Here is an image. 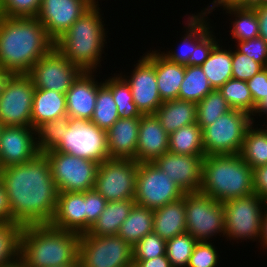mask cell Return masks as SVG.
I'll return each mask as SVG.
<instances>
[{
	"label": "cell",
	"instance_id": "30bf717a",
	"mask_svg": "<svg viewBox=\"0 0 267 267\" xmlns=\"http://www.w3.org/2000/svg\"><path fill=\"white\" fill-rule=\"evenodd\" d=\"M44 154L49 160L58 193L94 189L99 163L55 150H48Z\"/></svg>",
	"mask_w": 267,
	"mask_h": 267
},
{
	"label": "cell",
	"instance_id": "7a4b0ae2",
	"mask_svg": "<svg viewBox=\"0 0 267 267\" xmlns=\"http://www.w3.org/2000/svg\"><path fill=\"white\" fill-rule=\"evenodd\" d=\"M55 47L36 17L0 16V69L28 74L34 63Z\"/></svg>",
	"mask_w": 267,
	"mask_h": 267
},
{
	"label": "cell",
	"instance_id": "5b68a950",
	"mask_svg": "<svg viewBox=\"0 0 267 267\" xmlns=\"http://www.w3.org/2000/svg\"><path fill=\"white\" fill-rule=\"evenodd\" d=\"M219 202L254 194L253 169L240 154L206 155L199 190Z\"/></svg>",
	"mask_w": 267,
	"mask_h": 267
},
{
	"label": "cell",
	"instance_id": "f6af8a7d",
	"mask_svg": "<svg viewBox=\"0 0 267 267\" xmlns=\"http://www.w3.org/2000/svg\"><path fill=\"white\" fill-rule=\"evenodd\" d=\"M217 248L212 241H198L194 246L187 267H220L221 256H219Z\"/></svg>",
	"mask_w": 267,
	"mask_h": 267
},
{
	"label": "cell",
	"instance_id": "7c38bea8",
	"mask_svg": "<svg viewBox=\"0 0 267 267\" xmlns=\"http://www.w3.org/2000/svg\"><path fill=\"white\" fill-rule=\"evenodd\" d=\"M185 192L153 162L138 163L134 201L155 210L179 200Z\"/></svg>",
	"mask_w": 267,
	"mask_h": 267
},
{
	"label": "cell",
	"instance_id": "11a10c76",
	"mask_svg": "<svg viewBox=\"0 0 267 267\" xmlns=\"http://www.w3.org/2000/svg\"><path fill=\"white\" fill-rule=\"evenodd\" d=\"M259 21V37L267 42V3L253 7Z\"/></svg>",
	"mask_w": 267,
	"mask_h": 267
},
{
	"label": "cell",
	"instance_id": "681fc988",
	"mask_svg": "<svg viewBox=\"0 0 267 267\" xmlns=\"http://www.w3.org/2000/svg\"><path fill=\"white\" fill-rule=\"evenodd\" d=\"M107 200L95 189L86 191V233L105 209Z\"/></svg>",
	"mask_w": 267,
	"mask_h": 267
},
{
	"label": "cell",
	"instance_id": "2e32d148",
	"mask_svg": "<svg viewBox=\"0 0 267 267\" xmlns=\"http://www.w3.org/2000/svg\"><path fill=\"white\" fill-rule=\"evenodd\" d=\"M83 71L69 61L55 47L38 59L27 74L35 88L66 94Z\"/></svg>",
	"mask_w": 267,
	"mask_h": 267
},
{
	"label": "cell",
	"instance_id": "c3c4849f",
	"mask_svg": "<svg viewBox=\"0 0 267 267\" xmlns=\"http://www.w3.org/2000/svg\"><path fill=\"white\" fill-rule=\"evenodd\" d=\"M234 48L254 61L267 67V42L261 37L235 42Z\"/></svg>",
	"mask_w": 267,
	"mask_h": 267
},
{
	"label": "cell",
	"instance_id": "003e7915",
	"mask_svg": "<svg viewBox=\"0 0 267 267\" xmlns=\"http://www.w3.org/2000/svg\"><path fill=\"white\" fill-rule=\"evenodd\" d=\"M2 169H3V167H2V165H1V163H0V174H1Z\"/></svg>",
	"mask_w": 267,
	"mask_h": 267
},
{
	"label": "cell",
	"instance_id": "e7e4bbea",
	"mask_svg": "<svg viewBox=\"0 0 267 267\" xmlns=\"http://www.w3.org/2000/svg\"><path fill=\"white\" fill-rule=\"evenodd\" d=\"M62 267H81V263L78 258L74 263Z\"/></svg>",
	"mask_w": 267,
	"mask_h": 267
},
{
	"label": "cell",
	"instance_id": "91938a15",
	"mask_svg": "<svg viewBox=\"0 0 267 267\" xmlns=\"http://www.w3.org/2000/svg\"><path fill=\"white\" fill-rule=\"evenodd\" d=\"M9 74L3 72L1 69H0V95H1V91H2V87L4 85V81L6 79V77L8 76Z\"/></svg>",
	"mask_w": 267,
	"mask_h": 267
},
{
	"label": "cell",
	"instance_id": "9f6ffc18",
	"mask_svg": "<svg viewBox=\"0 0 267 267\" xmlns=\"http://www.w3.org/2000/svg\"><path fill=\"white\" fill-rule=\"evenodd\" d=\"M133 265L135 267H172L166 254L148 260H133Z\"/></svg>",
	"mask_w": 267,
	"mask_h": 267
},
{
	"label": "cell",
	"instance_id": "8d00e7d4",
	"mask_svg": "<svg viewBox=\"0 0 267 267\" xmlns=\"http://www.w3.org/2000/svg\"><path fill=\"white\" fill-rule=\"evenodd\" d=\"M186 16L184 21H182V25L184 24L182 28L183 34L180 33L181 37H178L180 41L174 44L177 45V47L175 46V48L173 47L172 49L166 48L167 50L163 48L165 51H161V48L158 49L168 60L184 66H188V59L195 50V13H186Z\"/></svg>",
	"mask_w": 267,
	"mask_h": 267
},
{
	"label": "cell",
	"instance_id": "8992f818",
	"mask_svg": "<svg viewBox=\"0 0 267 267\" xmlns=\"http://www.w3.org/2000/svg\"><path fill=\"white\" fill-rule=\"evenodd\" d=\"M265 204L256 194L223 202L225 242H259Z\"/></svg>",
	"mask_w": 267,
	"mask_h": 267
},
{
	"label": "cell",
	"instance_id": "7bdbcfd3",
	"mask_svg": "<svg viewBox=\"0 0 267 267\" xmlns=\"http://www.w3.org/2000/svg\"><path fill=\"white\" fill-rule=\"evenodd\" d=\"M198 241L187 231L166 241V257L172 267H187Z\"/></svg>",
	"mask_w": 267,
	"mask_h": 267
},
{
	"label": "cell",
	"instance_id": "680465c9",
	"mask_svg": "<svg viewBox=\"0 0 267 267\" xmlns=\"http://www.w3.org/2000/svg\"><path fill=\"white\" fill-rule=\"evenodd\" d=\"M267 112V94L266 96L263 98L262 101L259 102V104L256 106L255 110H254V113L251 115L252 117V120H253V123H256L263 120L262 116ZM257 116V117H256ZM255 117V118H254ZM261 117V119H260ZM260 120H259V119ZM256 119V120H255Z\"/></svg>",
	"mask_w": 267,
	"mask_h": 267
},
{
	"label": "cell",
	"instance_id": "03108f58",
	"mask_svg": "<svg viewBox=\"0 0 267 267\" xmlns=\"http://www.w3.org/2000/svg\"><path fill=\"white\" fill-rule=\"evenodd\" d=\"M3 125H2V123L0 122V135H1V131H2V129H3Z\"/></svg>",
	"mask_w": 267,
	"mask_h": 267
},
{
	"label": "cell",
	"instance_id": "bcb514c9",
	"mask_svg": "<svg viewBox=\"0 0 267 267\" xmlns=\"http://www.w3.org/2000/svg\"><path fill=\"white\" fill-rule=\"evenodd\" d=\"M265 67L238 52L232 45V77L237 80L248 81Z\"/></svg>",
	"mask_w": 267,
	"mask_h": 267
},
{
	"label": "cell",
	"instance_id": "ba28073f",
	"mask_svg": "<svg viewBox=\"0 0 267 267\" xmlns=\"http://www.w3.org/2000/svg\"><path fill=\"white\" fill-rule=\"evenodd\" d=\"M185 215L186 231L197 241L225 238L222 202L200 191L185 193Z\"/></svg>",
	"mask_w": 267,
	"mask_h": 267
},
{
	"label": "cell",
	"instance_id": "cb8c5ba5",
	"mask_svg": "<svg viewBox=\"0 0 267 267\" xmlns=\"http://www.w3.org/2000/svg\"><path fill=\"white\" fill-rule=\"evenodd\" d=\"M153 211V232L163 240H170L186 232L185 194L179 200Z\"/></svg>",
	"mask_w": 267,
	"mask_h": 267
},
{
	"label": "cell",
	"instance_id": "d4e9b609",
	"mask_svg": "<svg viewBox=\"0 0 267 267\" xmlns=\"http://www.w3.org/2000/svg\"><path fill=\"white\" fill-rule=\"evenodd\" d=\"M67 115L66 95L53 90L35 88L31 111V126Z\"/></svg>",
	"mask_w": 267,
	"mask_h": 267
},
{
	"label": "cell",
	"instance_id": "f1b7e54d",
	"mask_svg": "<svg viewBox=\"0 0 267 267\" xmlns=\"http://www.w3.org/2000/svg\"><path fill=\"white\" fill-rule=\"evenodd\" d=\"M222 40L223 38L214 46L209 57L201 65L213 90L219 89L225 82L233 78L232 44L231 47H228L227 44L225 46Z\"/></svg>",
	"mask_w": 267,
	"mask_h": 267
},
{
	"label": "cell",
	"instance_id": "8fae6325",
	"mask_svg": "<svg viewBox=\"0 0 267 267\" xmlns=\"http://www.w3.org/2000/svg\"><path fill=\"white\" fill-rule=\"evenodd\" d=\"M78 258L81 267H131L133 246L118 235H81Z\"/></svg>",
	"mask_w": 267,
	"mask_h": 267
},
{
	"label": "cell",
	"instance_id": "e0dca14e",
	"mask_svg": "<svg viewBox=\"0 0 267 267\" xmlns=\"http://www.w3.org/2000/svg\"><path fill=\"white\" fill-rule=\"evenodd\" d=\"M98 0H42L37 20L55 42Z\"/></svg>",
	"mask_w": 267,
	"mask_h": 267
},
{
	"label": "cell",
	"instance_id": "d590c367",
	"mask_svg": "<svg viewBox=\"0 0 267 267\" xmlns=\"http://www.w3.org/2000/svg\"><path fill=\"white\" fill-rule=\"evenodd\" d=\"M212 91L213 88L201 66H185V76L178 95L179 100L198 103Z\"/></svg>",
	"mask_w": 267,
	"mask_h": 267
},
{
	"label": "cell",
	"instance_id": "ffe728a7",
	"mask_svg": "<svg viewBox=\"0 0 267 267\" xmlns=\"http://www.w3.org/2000/svg\"><path fill=\"white\" fill-rule=\"evenodd\" d=\"M100 73L102 72H83L67 90L66 107L70 118L91 120L96 104Z\"/></svg>",
	"mask_w": 267,
	"mask_h": 267
},
{
	"label": "cell",
	"instance_id": "f35d334b",
	"mask_svg": "<svg viewBox=\"0 0 267 267\" xmlns=\"http://www.w3.org/2000/svg\"><path fill=\"white\" fill-rule=\"evenodd\" d=\"M231 110L222 93L213 90L197 103V123L203 129Z\"/></svg>",
	"mask_w": 267,
	"mask_h": 267
},
{
	"label": "cell",
	"instance_id": "83f0119b",
	"mask_svg": "<svg viewBox=\"0 0 267 267\" xmlns=\"http://www.w3.org/2000/svg\"><path fill=\"white\" fill-rule=\"evenodd\" d=\"M135 204L134 199L108 201L99 218L93 223L89 231L82 235H117L121 224L129 216Z\"/></svg>",
	"mask_w": 267,
	"mask_h": 267
},
{
	"label": "cell",
	"instance_id": "52a82bcc",
	"mask_svg": "<svg viewBox=\"0 0 267 267\" xmlns=\"http://www.w3.org/2000/svg\"><path fill=\"white\" fill-rule=\"evenodd\" d=\"M253 124L250 114L232 109L202 129L206 155L240 154L247 129Z\"/></svg>",
	"mask_w": 267,
	"mask_h": 267
},
{
	"label": "cell",
	"instance_id": "6125c7cd",
	"mask_svg": "<svg viewBox=\"0 0 267 267\" xmlns=\"http://www.w3.org/2000/svg\"><path fill=\"white\" fill-rule=\"evenodd\" d=\"M266 116V117H265ZM264 118V120L263 121H261V122H263V123H261V122H256L261 128H263L264 130H266L267 131V112L264 114V116H263ZM265 118H266V120H265ZM265 121V122H264ZM261 125H260V124ZM263 124V125H262Z\"/></svg>",
	"mask_w": 267,
	"mask_h": 267
},
{
	"label": "cell",
	"instance_id": "1f68e13d",
	"mask_svg": "<svg viewBox=\"0 0 267 267\" xmlns=\"http://www.w3.org/2000/svg\"><path fill=\"white\" fill-rule=\"evenodd\" d=\"M153 214L152 209L135 204L129 216L121 224L117 235L134 246L147 234L153 232Z\"/></svg>",
	"mask_w": 267,
	"mask_h": 267
},
{
	"label": "cell",
	"instance_id": "f5cc1de1",
	"mask_svg": "<svg viewBox=\"0 0 267 267\" xmlns=\"http://www.w3.org/2000/svg\"><path fill=\"white\" fill-rule=\"evenodd\" d=\"M210 3L207 4L208 5L207 8L205 7L203 8V10L201 9L199 13L211 16V14H213V12H215L216 9L220 10V8L231 7V6L252 7V0H213Z\"/></svg>",
	"mask_w": 267,
	"mask_h": 267
},
{
	"label": "cell",
	"instance_id": "b9f144b4",
	"mask_svg": "<svg viewBox=\"0 0 267 267\" xmlns=\"http://www.w3.org/2000/svg\"><path fill=\"white\" fill-rule=\"evenodd\" d=\"M70 117L65 115L43 122L36 128L37 146L40 153L53 149L67 131Z\"/></svg>",
	"mask_w": 267,
	"mask_h": 267
},
{
	"label": "cell",
	"instance_id": "be15d7a7",
	"mask_svg": "<svg viewBox=\"0 0 267 267\" xmlns=\"http://www.w3.org/2000/svg\"><path fill=\"white\" fill-rule=\"evenodd\" d=\"M265 3H267V0H252V7Z\"/></svg>",
	"mask_w": 267,
	"mask_h": 267
},
{
	"label": "cell",
	"instance_id": "ee69618b",
	"mask_svg": "<svg viewBox=\"0 0 267 267\" xmlns=\"http://www.w3.org/2000/svg\"><path fill=\"white\" fill-rule=\"evenodd\" d=\"M165 253L166 241L154 232L147 234L133 246V260H148Z\"/></svg>",
	"mask_w": 267,
	"mask_h": 267
},
{
	"label": "cell",
	"instance_id": "f907efd6",
	"mask_svg": "<svg viewBox=\"0 0 267 267\" xmlns=\"http://www.w3.org/2000/svg\"><path fill=\"white\" fill-rule=\"evenodd\" d=\"M246 83L252 94L253 103L257 106L267 94V67L255 74Z\"/></svg>",
	"mask_w": 267,
	"mask_h": 267
},
{
	"label": "cell",
	"instance_id": "5bb4252c",
	"mask_svg": "<svg viewBox=\"0 0 267 267\" xmlns=\"http://www.w3.org/2000/svg\"><path fill=\"white\" fill-rule=\"evenodd\" d=\"M151 49L134 60L131 72H118L130 86L133 102L142 115L154 114L163 103L156 80L155 49Z\"/></svg>",
	"mask_w": 267,
	"mask_h": 267
},
{
	"label": "cell",
	"instance_id": "74e56055",
	"mask_svg": "<svg viewBox=\"0 0 267 267\" xmlns=\"http://www.w3.org/2000/svg\"><path fill=\"white\" fill-rule=\"evenodd\" d=\"M98 79V91L93 116L91 122L98 128L107 131L120 117L117 106L113 100L111 90Z\"/></svg>",
	"mask_w": 267,
	"mask_h": 267
},
{
	"label": "cell",
	"instance_id": "836d02e7",
	"mask_svg": "<svg viewBox=\"0 0 267 267\" xmlns=\"http://www.w3.org/2000/svg\"><path fill=\"white\" fill-rule=\"evenodd\" d=\"M169 151L181 155H206L202 129L198 123L183 126L170 133Z\"/></svg>",
	"mask_w": 267,
	"mask_h": 267
},
{
	"label": "cell",
	"instance_id": "9a60e30c",
	"mask_svg": "<svg viewBox=\"0 0 267 267\" xmlns=\"http://www.w3.org/2000/svg\"><path fill=\"white\" fill-rule=\"evenodd\" d=\"M137 171L135 160L108 158L98 166L94 189L107 201L134 199Z\"/></svg>",
	"mask_w": 267,
	"mask_h": 267
},
{
	"label": "cell",
	"instance_id": "484cf974",
	"mask_svg": "<svg viewBox=\"0 0 267 267\" xmlns=\"http://www.w3.org/2000/svg\"><path fill=\"white\" fill-rule=\"evenodd\" d=\"M155 70L162 101L178 99L180 86L185 76V66L168 60L155 47Z\"/></svg>",
	"mask_w": 267,
	"mask_h": 267
},
{
	"label": "cell",
	"instance_id": "4fadbf2b",
	"mask_svg": "<svg viewBox=\"0 0 267 267\" xmlns=\"http://www.w3.org/2000/svg\"><path fill=\"white\" fill-rule=\"evenodd\" d=\"M34 83L27 74L8 75L0 95L3 126H31Z\"/></svg>",
	"mask_w": 267,
	"mask_h": 267
},
{
	"label": "cell",
	"instance_id": "d6a6232c",
	"mask_svg": "<svg viewBox=\"0 0 267 267\" xmlns=\"http://www.w3.org/2000/svg\"><path fill=\"white\" fill-rule=\"evenodd\" d=\"M240 156L252 169L267 164V131L257 123L247 129Z\"/></svg>",
	"mask_w": 267,
	"mask_h": 267
},
{
	"label": "cell",
	"instance_id": "d6986e66",
	"mask_svg": "<svg viewBox=\"0 0 267 267\" xmlns=\"http://www.w3.org/2000/svg\"><path fill=\"white\" fill-rule=\"evenodd\" d=\"M36 129L32 126H4L0 135V163L9 167L26 163L39 154Z\"/></svg>",
	"mask_w": 267,
	"mask_h": 267
},
{
	"label": "cell",
	"instance_id": "44dd1931",
	"mask_svg": "<svg viewBox=\"0 0 267 267\" xmlns=\"http://www.w3.org/2000/svg\"><path fill=\"white\" fill-rule=\"evenodd\" d=\"M50 225L61 230L86 233V191L60 192Z\"/></svg>",
	"mask_w": 267,
	"mask_h": 267
},
{
	"label": "cell",
	"instance_id": "6da1fadb",
	"mask_svg": "<svg viewBox=\"0 0 267 267\" xmlns=\"http://www.w3.org/2000/svg\"><path fill=\"white\" fill-rule=\"evenodd\" d=\"M0 180L7 193L12 223L22 227L50 224L58 190L44 153L26 163L3 167Z\"/></svg>",
	"mask_w": 267,
	"mask_h": 267
},
{
	"label": "cell",
	"instance_id": "60d3db41",
	"mask_svg": "<svg viewBox=\"0 0 267 267\" xmlns=\"http://www.w3.org/2000/svg\"><path fill=\"white\" fill-rule=\"evenodd\" d=\"M22 226L16 223H0V267L19 259Z\"/></svg>",
	"mask_w": 267,
	"mask_h": 267
},
{
	"label": "cell",
	"instance_id": "f546056e",
	"mask_svg": "<svg viewBox=\"0 0 267 267\" xmlns=\"http://www.w3.org/2000/svg\"><path fill=\"white\" fill-rule=\"evenodd\" d=\"M229 18L230 40L235 42L245 41L259 37V21L255 9L250 6H231L220 8ZM225 11V12H224ZM230 14V15H229ZM232 19H231V18Z\"/></svg>",
	"mask_w": 267,
	"mask_h": 267
},
{
	"label": "cell",
	"instance_id": "94428289",
	"mask_svg": "<svg viewBox=\"0 0 267 267\" xmlns=\"http://www.w3.org/2000/svg\"><path fill=\"white\" fill-rule=\"evenodd\" d=\"M2 267H25V265L20 259H18L14 263Z\"/></svg>",
	"mask_w": 267,
	"mask_h": 267
},
{
	"label": "cell",
	"instance_id": "7402d4cb",
	"mask_svg": "<svg viewBox=\"0 0 267 267\" xmlns=\"http://www.w3.org/2000/svg\"><path fill=\"white\" fill-rule=\"evenodd\" d=\"M167 151H169V134L154 114L142 115L134 160L137 163L153 162Z\"/></svg>",
	"mask_w": 267,
	"mask_h": 267
},
{
	"label": "cell",
	"instance_id": "ac0fdd59",
	"mask_svg": "<svg viewBox=\"0 0 267 267\" xmlns=\"http://www.w3.org/2000/svg\"><path fill=\"white\" fill-rule=\"evenodd\" d=\"M206 155H181L170 151L153 163L185 192H198L202 183L203 161Z\"/></svg>",
	"mask_w": 267,
	"mask_h": 267
},
{
	"label": "cell",
	"instance_id": "6f0895ef",
	"mask_svg": "<svg viewBox=\"0 0 267 267\" xmlns=\"http://www.w3.org/2000/svg\"><path fill=\"white\" fill-rule=\"evenodd\" d=\"M256 244L260 246V251L262 249L263 250L262 252H264V249H265V251L267 252V202L265 204L263 215H262L260 240Z\"/></svg>",
	"mask_w": 267,
	"mask_h": 267
},
{
	"label": "cell",
	"instance_id": "7dc6e473",
	"mask_svg": "<svg viewBox=\"0 0 267 267\" xmlns=\"http://www.w3.org/2000/svg\"><path fill=\"white\" fill-rule=\"evenodd\" d=\"M42 0H2L0 16L37 17Z\"/></svg>",
	"mask_w": 267,
	"mask_h": 267
},
{
	"label": "cell",
	"instance_id": "db71d44e",
	"mask_svg": "<svg viewBox=\"0 0 267 267\" xmlns=\"http://www.w3.org/2000/svg\"><path fill=\"white\" fill-rule=\"evenodd\" d=\"M0 223H11V208L5 187L0 180Z\"/></svg>",
	"mask_w": 267,
	"mask_h": 267
},
{
	"label": "cell",
	"instance_id": "4dcf8cb0",
	"mask_svg": "<svg viewBox=\"0 0 267 267\" xmlns=\"http://www.w3.org/2000/svg\"><path fill=\"white\" fill-rule=\"evenodd\" d=\"M209 18V15L195 12V50L188 59V66H201L222 38L220 32H214L216 25L212 26V19ZM216 34H219L220 39Z\"/></svg>",
	"mask_w": 267,
	"mask_h": 267
},
{
	"label": "cell",
	"instance_id": "603a6c76",
	"mask_svg": "<svg viewBox=\"0 0 267 267\" xmlns=\"http://www.w3.org/2000/svg\"><path fill=\"white\" fill-rule=\"evenodd\" d=\"M140 118H119L107 131L109 158L136 157Z\"/></svg>",
	"mask_w": 267,
	"mask_h": 267
},
{
	"label": "cell",
	"instance_id": "e575fe53",
	"mask_svg": "<svg viewBox=\"0 0 267 267\" xmlns=\"http://www.w3.org/2000/svg\"><path fill=\"white\" fill-rule=\"evenodd\" d=\"M103 79V83L111 90L120 118H141L142 114L133 102L131 88L119 73H111ZM106 78V79H105Z\"/></svg>",
	"mask_w": 267,
	"mask_h": 267
},
{
	"label": "cell",
	"instance_id": "4316f807",
	"mask_svg": "<svg viewBox=\"0 0 267 267\" xmlns=\"http://www.w3.org/2000/svg\"><path fill=\"white\" fill-rule=\"evenodd\" d=\"M154 115L170 134L183 126L197 123V103L179 99L164 101Z\"/></svg>",
	"mask_w": 267,
	"mask_h": 267
},
{
	"label": "cell",
	"instance_id": "3957f363",
	"mask_svg": "<svg viewBox=\"0 0 267 267\" xmlns=\"http://www.w3.org/2000/svg\"><path fill=\"white\" fill-rule=\"evenodd\" d=\"M99 1L54 42L55 48L83 72H100L107 41L111 40L107 39L108 25Z\"/></svg>",
	"mask_w": 267,
	"mask_h": 267
},
{
	"label": "cell",
	"instance_id": "ab89813d",
	"mask_svg": "<svg viewBox=\"0 0 267 267\" xmlns=\"http://www.w3.org/2000/svg\"><path fill=\"white\" fill-rule=\"evenodd\" d=\"M232 109L241 110L252 115L256 106L246 81L231 78L219 89Z\"/></svg>",
	"mask_w": 267,
	"mask_h": 267
},
{
	"label": "cell",
	"instance_id": "277c9868",
	"mask_svg": "<svg viewBox=\"0 0 267 267\" xmlns=\"http://www.w3.org/2000/svg\"><path fill=\"white\" fill-rule=\"evenodd\" d=\"M80 236L50 224L23 226L19 259L25 267H62L72 264L78 259Z\"/></svg>",
	"mask_w": 267,
	"mask_h": 267
},
{
	"label": "cell",
	"instance_id": "816d5d0a",
	"mask_svg": "<svg viewBox=\"0 0 267 267\" xmlns=\"http://www.w3.org/2000/svg\"><path fill=\"white\" fill-rule=\"evenodd\" d=\"M254 194L267 202V164L253 169Z\"/></svg>",
	"mask_w": 267,
	"mask_h": 267
},
{
	"label": "cell",
	"instance_id": "9c48e42d",
	"mask_svg": "<svg viewBox=\"0 0 267 267\" xmlns=\"http://www.w3.org/2000/svg\"><path fill=\"white\" fill-rule=\"evenodd\" d=\"M51 150L102 163L109 158L106 131L89 120L70 118L66 133Z\"/></svg>",
	"mask_w": 267,
	"mask_h": 267
}]
</instances>
